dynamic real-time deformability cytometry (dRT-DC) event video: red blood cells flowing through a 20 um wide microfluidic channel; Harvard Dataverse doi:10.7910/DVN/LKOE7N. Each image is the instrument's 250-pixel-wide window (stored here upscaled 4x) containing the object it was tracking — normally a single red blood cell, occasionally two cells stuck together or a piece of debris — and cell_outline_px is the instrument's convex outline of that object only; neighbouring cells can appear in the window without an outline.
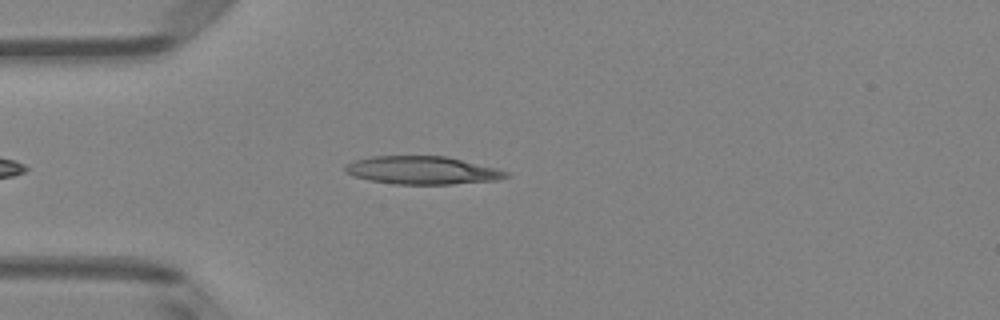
{"species": "Egyptian fruit bat (a non-hibernating species)", "species_latin": "Rousettus aegyptiacus", "temperature_condition": "room temperature", "stored_images_in_passage": 36, "camera_frame_rate_fps": 3000, "um_per_image_px": 0.085, "animal": {"sex": "female"}, "frame": {"image": 1, "passage_image": 3, "time_ms": 0.667, "image_size_px": [1000, 320], "cell_outline_px": [[512, 176], [496, 180], [452, 184], [392, 184], [368, 180], [352, 176], [344, 172], [344, 164], [356, 160], [372, 156], [448, 156], [496, 168], [508, 172]], "centroid_in_image_um": [35.87, 14.47], "position_along_channel_um": 49.1, "area_um2": 26.47}}
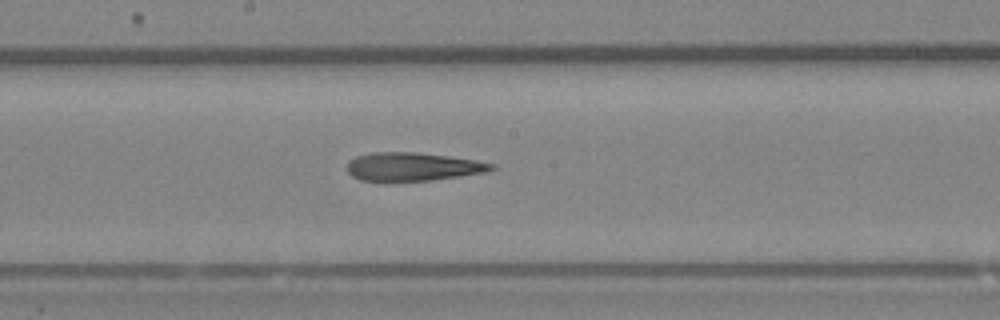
{"frame": {"image": 2, "passage_image": 16, "time_ms": 5.0, "image_size_px": [1000, 320], "cell_outline_px": [[496, 168], [488, 172], [460, 176], [428, 180], [360, 180], [352, 176], [348, 172], [348, 160], [356, 156], [372, 152], [416, 152], [448, 156], [496, 164]], "centroid_in_image_um": [35.09, 14.15], "position_along_channel_um": 213.1, "area_um2": 23.58}}
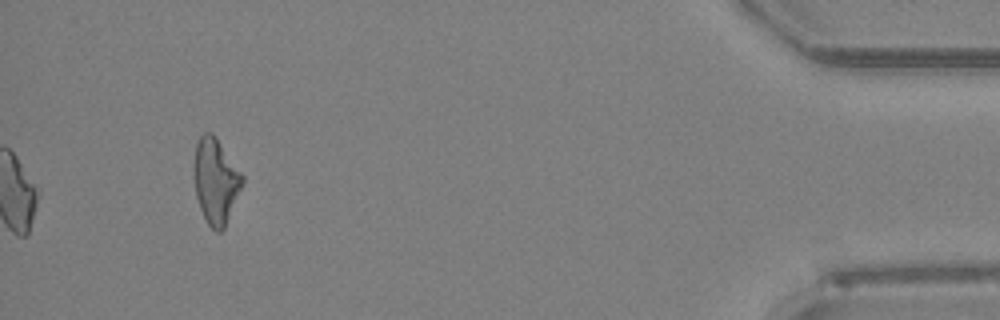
{"frame": {"image": 3, "passage_image": 36, "time_ms": 11.667, "image_size_px": [1000, 320], "cell_outline_px": [[244, 184], [224, 228], [220, 232], [216, 232], [208, 224], [200, 208], [196, 196], [196, 144], [200, 136], [204, 132], [212, 132], [216, 136], [244, 176]], "centroid_in_image_um": [18.39, 15.39], "position_along_channel_um": 416.8, "area_um2": 23.64}, "authors_computed_cell_mechanics": {"area_um2": 24.276, "velocity_mm_per_s": 4.0837, "shape_relaxation_time_tau1_ms": null, "shape_relaxation_time_tau2_ms": 3.14, "deformation_change_tau1": null, "deformation_change_tau2": 0.175}}